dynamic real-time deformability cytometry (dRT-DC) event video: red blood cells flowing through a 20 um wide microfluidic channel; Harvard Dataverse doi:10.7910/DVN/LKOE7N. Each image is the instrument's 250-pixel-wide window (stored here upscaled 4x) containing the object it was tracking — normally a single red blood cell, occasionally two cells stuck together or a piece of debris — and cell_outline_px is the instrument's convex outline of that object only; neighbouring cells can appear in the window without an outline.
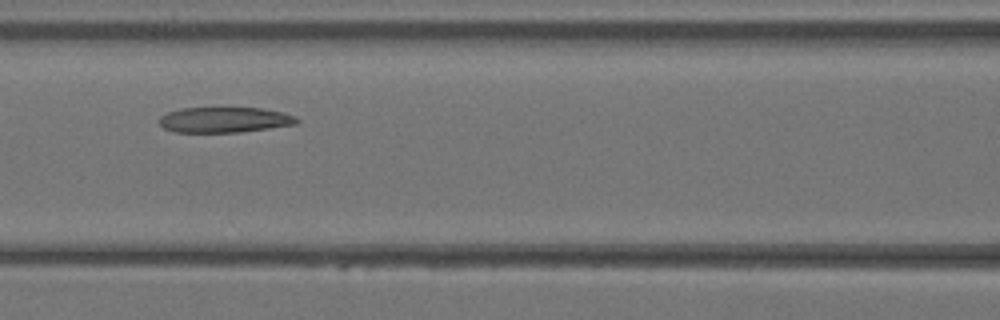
{"species": "Egyptian fruit bat (a non-hibernating species)", "species_latin": "Rousettus aegyptiacus", "temperature_condition": "warm", "stored_images_in_passage": 16, "camera_frame_rate_fps": 3000, "um_per_image_px": 0.085, "animal": {"sex": "female"}, "frame": {"image": 1, "passage_image": 5, "time_ms": 1.333, "image_size_px": [1000, 320], "cell_outline_px": [[300, 120], [296, 124], [240, 132], [176, 132], [164, 128], [160, 124], [160, 116], [168, 112], [184, 108], [260, 108], [284, 112], [296, 116]], "centroid_in_image_um": [19.11, 10.18], "position_along_channel_um": 147.5, "area_um2": 20.29}}
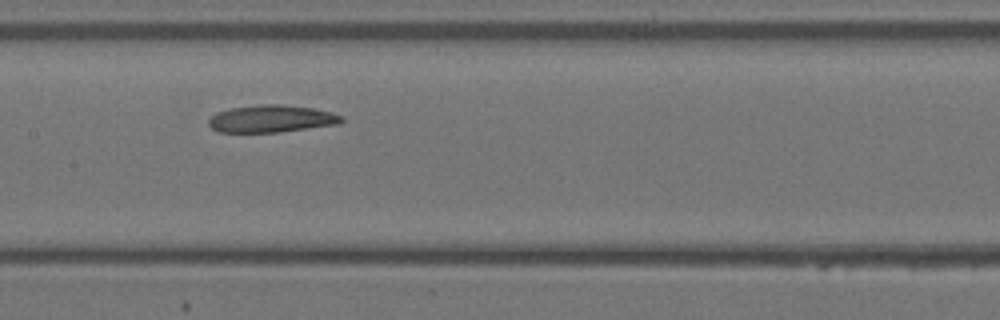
{"frame": {"image": 2, "passage_image": 7, "time_ms": 2.0, "image_size_px": [1000, 320], "cell_outline_px": [[344, 120], [340, 124], [280, 132], [220, 132], [212, 128], [208, 124], [208, 120], [216, 112], [232, 108], [256, 104], [280, 104], [312, 108], [332, 112], [344, 116]], "centroid_in_image_um": [23.1, 10.09], "position_along_channel_um": 184.3, "area_um2": 21.27}}